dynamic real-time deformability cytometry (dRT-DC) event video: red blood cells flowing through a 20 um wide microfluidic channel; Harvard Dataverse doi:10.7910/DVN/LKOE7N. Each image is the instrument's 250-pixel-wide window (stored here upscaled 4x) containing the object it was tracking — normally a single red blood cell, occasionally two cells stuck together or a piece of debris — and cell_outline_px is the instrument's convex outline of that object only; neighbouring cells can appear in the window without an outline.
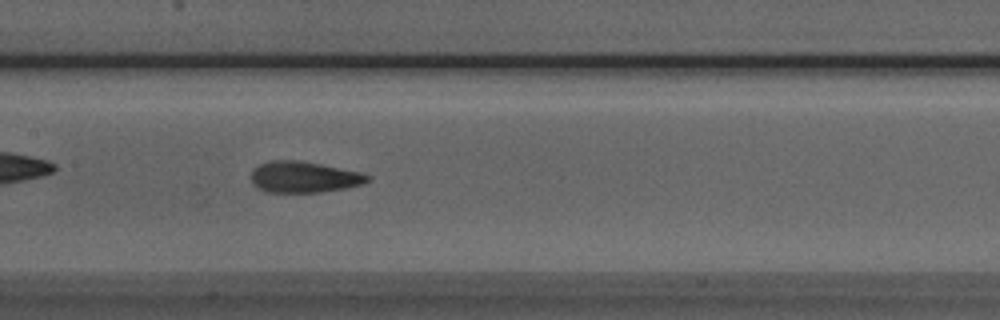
{"species": "Egyptian fruit bat (a non-hibernating species)", "species_latin": "Rousettus aegyptiacus", "temperature_condition": "room temperature", "stored_images_in_passage": 49, "camera_frame_rate_fps": 3000, "um_per_image_px": 0.085, "animal": {"sex": "male"}, "frame": {"image": 1, "passage_image": 22, "time_ms": 7.0, "image_size_px": [1000, 320], "cell_outline_px": [[372, 176], [364, 184], [344, 188], [320, 192], [264, 192], [256, 188], [252, 184], [252, 168], [268, 160], [296, 160], [320, 164], [360, 172]], "centroid_in_image_um": [25.79, 15.05], "position_along_channel_um": 181.6, "area_um2": 21.21}}
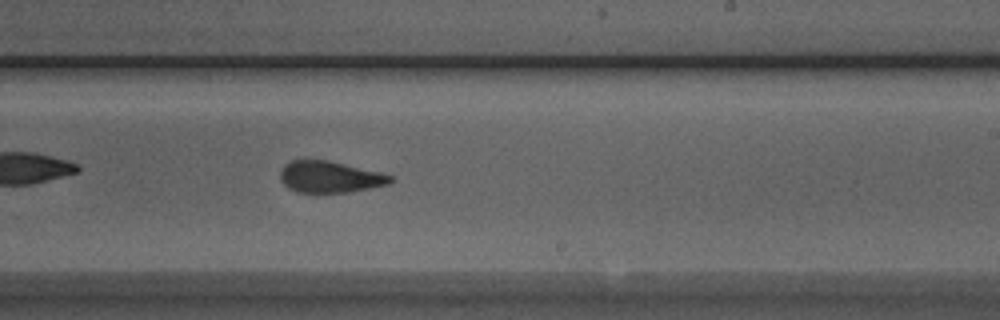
{"frame": {"image": 2, "passage_image": 28, "time_ms": 9.0, "image_size_px": [1000, 320], "cell_outline_px": [[392, 180], [388, 184], [348, 192], [296, 192], [288, 188], [280, 180], [280, 172], [284, 164], [292, 160], [328, 160], [380, 172], [392, 176]], "centroid_in_image_um": [27.99, 15.03], "position_along_channel_um": 261.0, "area_um2": 20.06}}
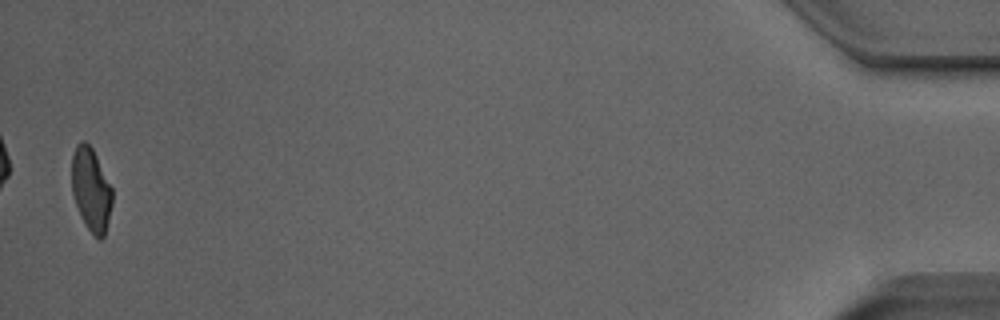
{"frame": {"image": 3, "passage_image": 48, "time_ms": 15.667, "image_size_px": [1000, 320], "cell_outline_px": [[112, 204], [104, 236], [100, 240], [88, 228], [76, 204], [72, 192], [72, 156], [76, 144], [80, 140], [84, 140], [92, 148], [112, 188]], "centroid_in_image_um": [7.74, 16.06], "position_along_channel_um": 427.5, "area_um2": 19.25}, "authors_computed_cell_mechanics": {"area_um2": 20.808, "velocity_mm_per_s": 3.9869, "shape_relaxation_time_tau1_ms": 9.8183, "shape_relaxation_time_tau2_ms": 1.7188, "deformation_change_tau1": 0.2501, "deformation_change_tau2": 0.0917}}